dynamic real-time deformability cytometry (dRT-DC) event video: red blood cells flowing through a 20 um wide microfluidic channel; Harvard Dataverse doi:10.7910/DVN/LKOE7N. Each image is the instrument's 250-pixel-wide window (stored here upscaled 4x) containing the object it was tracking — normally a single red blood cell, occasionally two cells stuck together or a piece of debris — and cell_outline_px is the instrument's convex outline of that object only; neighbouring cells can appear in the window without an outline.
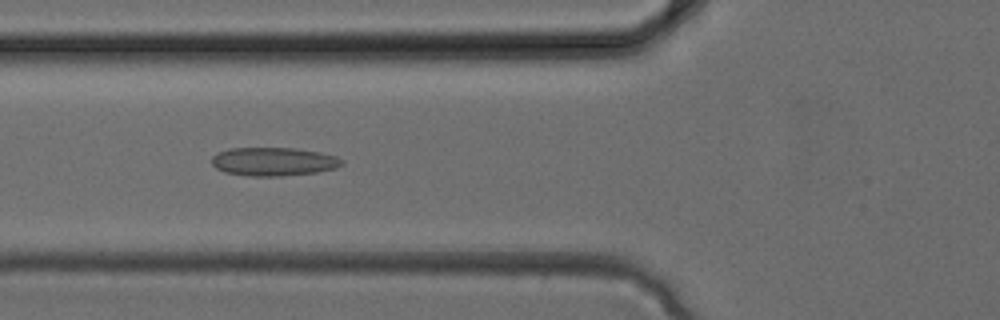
{"species": "common noctule bat (a hibernating species)", "species_latin": "Nyctalus noctula", "temperature_condition": "cold", "stored_images_in_passage": 33, "camera_frame_rate_fps": 3000, "um_per_image_px": 0.085, "animal": {"sex": "female", "body_mass_g": 24.6, "forearm_length_mm": 56.2}, "frame": {"image": 1, "passage_image": 12, "time_ms": 3.667, "image_size_px": [1000, 320], "cell_outline_px": [[344, 164], [336, 168], [316, 172], [284, 176], [248, 176], [224, 172], [216, 168], [212, 164], [212, 156], [228, 148], [296, 148], [320, 152], [336, 156], [344, 160]], "centroid_in_image_um": [23.27, 13.74], "position_along_channel_um": 102.5, "area_um2": 21.73}}
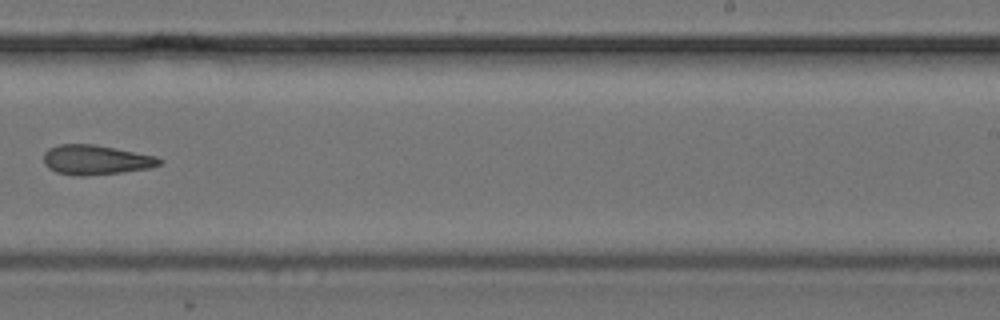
{"frame": {"image": 2, "passage_image": 21, "time_ms": 6.667, "image_size_px": [1000, 320], "cell_outline_px": [[164, 160], [160, 164], [152, 168], [124, 172], [84, 176], [76, 176], [56, 172], [48, 168], [44, 164], [44, 152], [48, 148], [60, 144], [92, 144], [156, 156]], "centroid_in_image_um": [8.14, 13.6], "position_along_channel_um": 280.9, "area_um2": 20.11}}
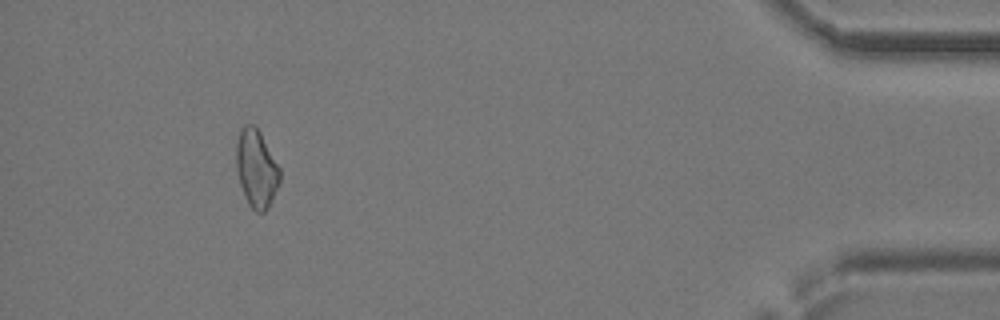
{"frame": {"image": 3, "passage_image": 31, "time_ms": 10.0, "image_size_px": [1000, 320], "cell_outline_px": [[280, 184], [268, 208], [264, 212], [256, 212], [248, 204], [244, 196], [240, 184], [236, 168], [236, 144], [240, 128], [244, 124], [252, 124], [260, 132], [280, 168]], "centroid_in_image_um": [21.79, 14.34], "position_along_channel_um": 413.4, "area_um2": 19.88}}